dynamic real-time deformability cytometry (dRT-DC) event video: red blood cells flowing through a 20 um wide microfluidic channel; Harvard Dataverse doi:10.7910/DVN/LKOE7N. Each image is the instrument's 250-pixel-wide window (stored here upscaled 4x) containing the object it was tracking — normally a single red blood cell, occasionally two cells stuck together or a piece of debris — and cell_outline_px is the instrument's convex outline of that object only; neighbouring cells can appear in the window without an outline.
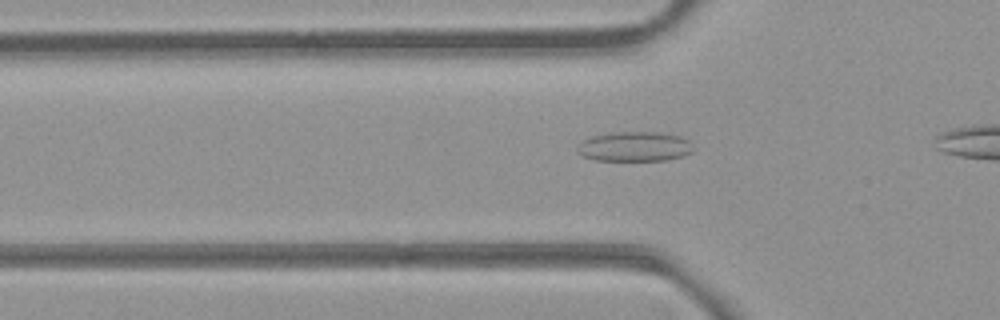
{"species": "common noctule bat (a hibernating species)", "species_latin": "Nyctalus noctula", "temperature_condition": "room temperature", "stored_images_in_passage": 32, "camera_frame_rate_fps": 3000, "um_per_image_px": 0.085, "animal": {"sex": "female", "body_mass_g": 21.9}, "frame": {"image": 1, "passage_image": 7, "time_ms": 2.0, "image_size_px": [1000, 320], "cell_outline_px": [[696, 148], [692, 152], [684, 156], [668, 160], [596, 160], [580, 156], [576, 152], [576, 148], [584, 140], [592, 136], [612, 132], [660, 132], [680, 136], [688, 140]], "centroid_in_image_um": [53.96, 12.46], "position_along_channel_um": 71.8, "area_um2": 20.35}}
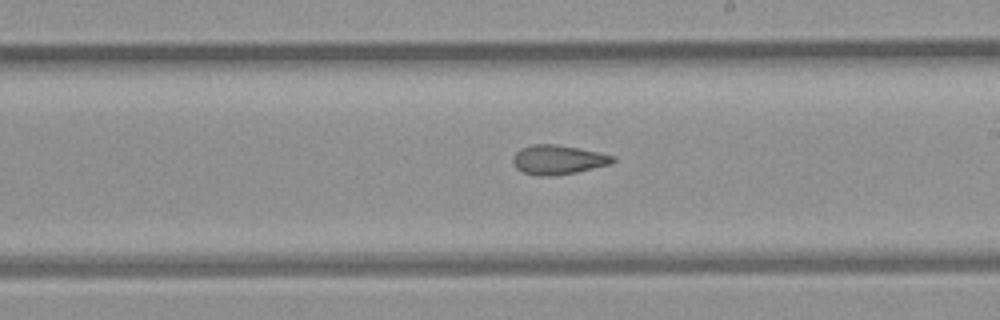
{"frame": {"image": 2, "passage_image": 20, "time_ms": 6.333, "image_size_px": [1000, 320], "cell_outline_px": [[616, 160], [612, 164], [576, 172], [556, 176], [540, 176], [524, 172], [516, 168], [512, 160], [512, 156], [520, 148], [532, 144], [556, 144], [616, 156]], "centroid_in_image_um": [47.43, 13.58], "position_along_channel_um": 241.6, "area_um2": 17.11}}
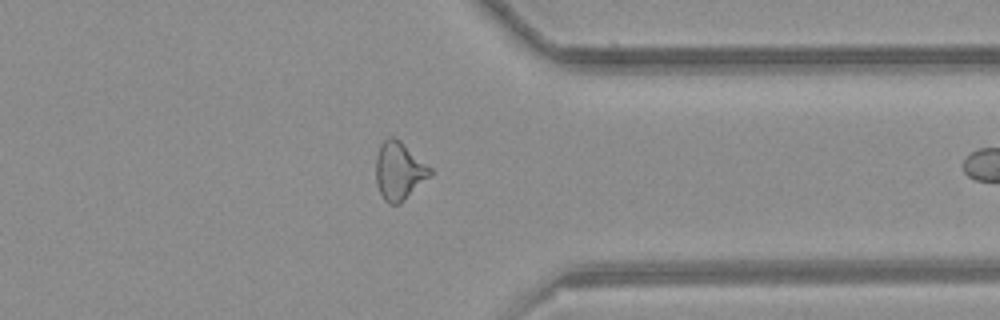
{"frame": {"image": 3, "passage_image": 31, "time_ms": 10.0, "image_size_px": [1000, 320], "cell_outline_px": [[432, 172], [400, 204], [388, 204], [384, 200], [376, 184], [376, 156], [380, 144], [388, 136], [396, 136], [432, 168]], "centroid_in_image_um": [33.89, 14.49], "position_along_channel_um": 377.5, "area_um2": 18.26}}